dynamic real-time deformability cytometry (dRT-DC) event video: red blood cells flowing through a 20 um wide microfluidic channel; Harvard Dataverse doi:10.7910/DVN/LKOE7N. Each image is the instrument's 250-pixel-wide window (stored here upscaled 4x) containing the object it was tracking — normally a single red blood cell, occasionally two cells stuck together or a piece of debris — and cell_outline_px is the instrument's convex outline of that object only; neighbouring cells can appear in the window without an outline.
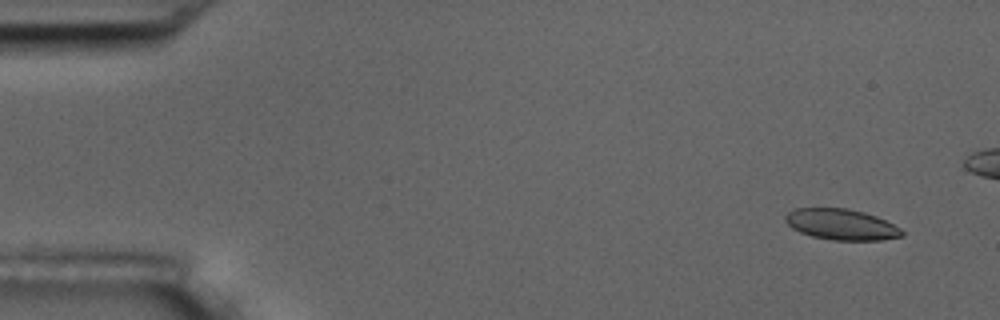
{"species": "common noctule bat (a hibernating species)", "species_latin": "Nyctalus noctula", "temperature_condition": "room temperature", "stored_images_in_passage": 5, "camera_frame_rate_fps": 3000, "um_per_image_px": 0.085, "animal": {"sex": "male", "body_mass_g": 17.5, "forearm_length_mm": 52.3}, "frame": {"image": 1, "passage_image": 1, "time_ms": 0.0, "image_size_px": [1000, 320], "cell_outline_px": [[904, 236], [880, 240], [832, 240], [812, 236], [800, 232], [792, 228], [784, 220], [784, 216], [792, 208], [848, 208], [864, 212], [876, 216], [900, 228], [904, 232]], "centroid_in_image_um": [71.49, 19.07], "position_along_channel_um": 13.5, "area_um2": 21.04}}